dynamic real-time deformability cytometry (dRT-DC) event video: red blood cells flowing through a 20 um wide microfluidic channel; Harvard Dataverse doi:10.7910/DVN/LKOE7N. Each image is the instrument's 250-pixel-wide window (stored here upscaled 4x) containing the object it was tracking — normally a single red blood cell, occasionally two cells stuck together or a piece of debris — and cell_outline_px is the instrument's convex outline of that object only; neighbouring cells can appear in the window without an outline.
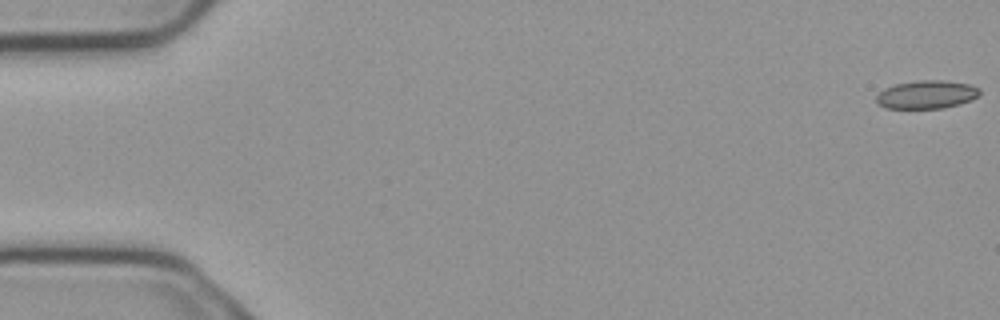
{"species": "common noctule bat (a hibernating species)", "species_latin": "Nyctalus noctula", "temperature_condition": "cold", "stored_images_in_passage": 3, "camera_frame_rate_fps": 3000, "um_per_image_px": 0.085, "animal": {"sex": "male", "body_mass_g": 23.1, "forearm_length_mm": 52.7}, "frame": {"image": 1, "passage_image": 1, "time_ms": 0.0, "image_size_px": [1000, 320], "cell_outline_px": [[980, 92], [972, 100], [960, 104], [944, 108], [884, 108], [876, 100], [876, 96], [884, 88], [896, 84], [920, 80], [944, 80], [968, 84], [980, 88]], "centroid_in_image_um": [78.77, 8.03], "position_along_channel_um": 6.2, "area_um2": 16.94}}